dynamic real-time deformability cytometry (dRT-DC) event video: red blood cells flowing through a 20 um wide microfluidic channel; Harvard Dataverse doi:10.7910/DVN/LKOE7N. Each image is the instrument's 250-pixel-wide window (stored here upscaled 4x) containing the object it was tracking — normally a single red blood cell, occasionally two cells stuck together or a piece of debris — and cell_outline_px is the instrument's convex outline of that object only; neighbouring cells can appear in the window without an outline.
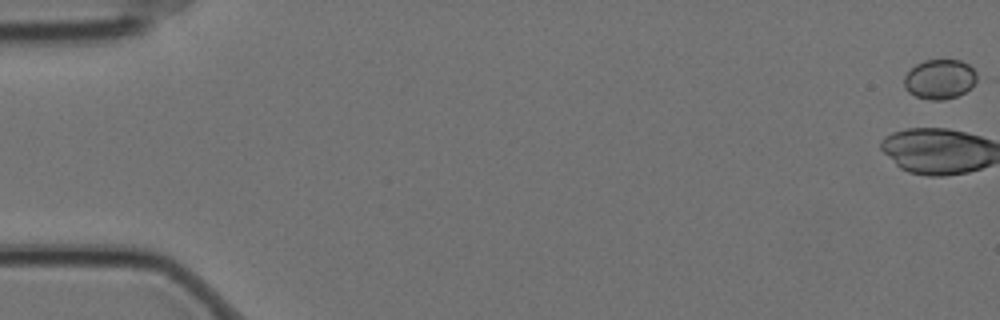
{"species": "Egyptian fruit bat (a non-hibernating species)", "species_latin": "Rousettus aegyptiacus", "temperature_condition": "cold", "stored_images_in_passage": 6, "camera_frame_rate_fps": 3000, "um_per_image_px": 0.085, "animal": {"sex": "female"}, "frame": {"image": 1, "passage_image": 1, "time_ms": 0.0, "image_size_px": [1000, 320], "cell_outline_px": [[980, 80], [964, 92], [956, 96], [944, 100], [932, 100], [916, 96], [908, 92], [904, 88], [904, 76], [916, 64], [924, 60], [960, 60], [968, 64], [980, 76]], "centroid_in_image_um": [79.91, 6.73], "position_along_channel_um": 5.1, "area_um2": 16.99}}